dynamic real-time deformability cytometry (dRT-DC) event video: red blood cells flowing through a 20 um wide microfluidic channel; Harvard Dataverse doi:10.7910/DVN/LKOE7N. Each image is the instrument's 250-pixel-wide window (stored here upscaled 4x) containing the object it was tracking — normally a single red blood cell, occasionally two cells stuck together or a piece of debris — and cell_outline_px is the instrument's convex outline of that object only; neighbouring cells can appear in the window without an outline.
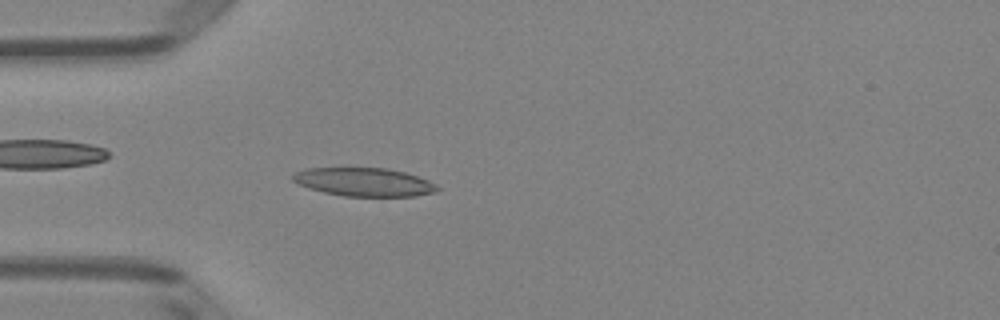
{"species": "Egyptian fruit bat (a non-hibernating species)", "species_latin": "Rousettus aegyptiacus", "temperature_condition": "room temperature", "stored_images_in_passage": 49, "camera_frame_rate_fps": 3000, "um_per_image_px": 0.085, "animal": {"sex": "female"}, "frame": {"image": 1, "passage_image": 13, "time_ms": 4.0, "image_size_px": [1000, 320], "cell_outline_px": [[440, 188], [436, 192], [416, 196], [344, 196], [324, 192], [308, 188], [292, 180], [292, 176], [296, 172], [308, 168], [388, 168], [404, 172], [428, 180], [436, 184]], "centroid_in_image_um": [30.97, 15.47], "position_along_channel_um": 54.0, "area_um2": 23.81}}
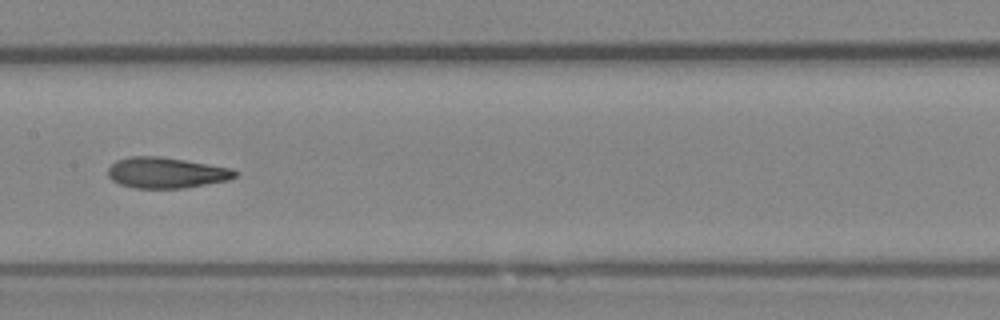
{"frame": {"image": 2, "passage_image": 24, "time_ms": 7.667, "image_size_px": [1000, 320], "cell_outline_px": [[240, 172], [236, 176], [228, 180], [184, 188], [136, 188], [120, 184], [112, 180], [108, 176], [108, 168], [116, 160], [128, 156], [160, 156], [232, 168]], "centroid_in_image_um": [14.13, 14.67], "position_along_channel_um": 193.3, "area_um2": 22.83}}
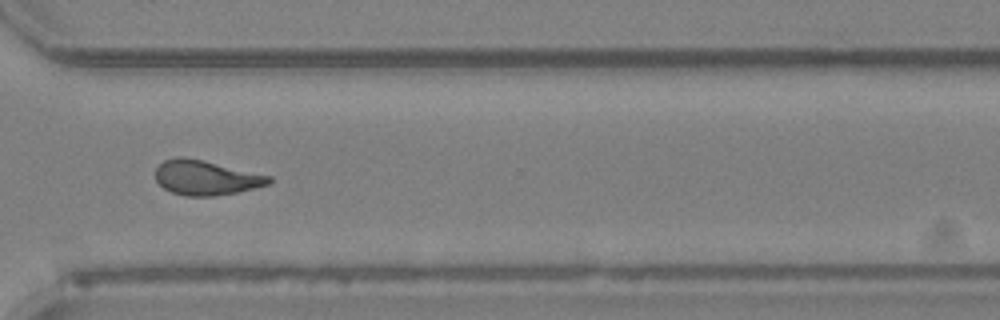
{"frame": {"image": 3, "passage_image": 36, "time_ms": 11.667, "image_size_px": [1000, 320], "cell_outline_px": [[272, 180], [268, 184], [236, 192], [216, 196], [184, 196], [172, 192], [164, 188], [156, 180], [156, 168], [164, 160], [176, 156], [180, 156], [204, 160], [272, 176]], "centroid_in_image_um": [17.49, 15.09], "position_along_channel_um": 353.1, "area_um2": 22.89}, "authors_computed_cell_mechanics": {"area_um2": 23.1778, "velocity_mm_per_s": 3.9987, "shape_relaxation_time_tau1_ms": 8.762, "shape_relaxation_time_tau2_ms": 2.1737, "deformation_change_tau1": 0.2295, "deformation_change_tau2": 0.1063}}